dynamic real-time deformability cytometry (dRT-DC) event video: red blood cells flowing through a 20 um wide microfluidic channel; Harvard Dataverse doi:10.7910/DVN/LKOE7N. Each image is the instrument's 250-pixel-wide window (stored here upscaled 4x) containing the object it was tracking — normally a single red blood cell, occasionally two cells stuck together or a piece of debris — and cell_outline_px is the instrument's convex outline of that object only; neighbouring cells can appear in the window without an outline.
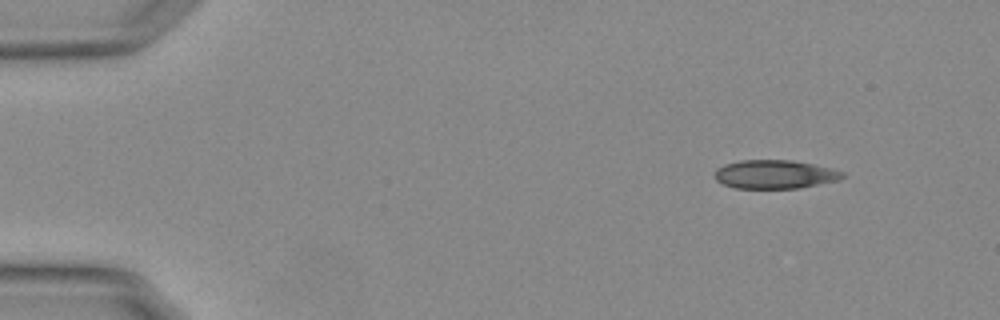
{"species": "Egyptian fruit bat (a non-hibernating species)", "species_latin": "Rousettus aegyptiacus", "temperature_condition": "warm", "stored_images_in_passage": 49, "camera_frame_rate_fps": 3000, "um_per_image_px": 0.085, "animal": {"sex": "female"}, "frame": {"image": 1, "passage_image": 1, "time_ms": 0.0, "image_size_px": [1000, 320], "cell_outline_px": [[844, 176], [836, 180], [800, 188], [736, 188], [724, 184], [716, 180], [712, 172], [716, 168], [724, 164], [740, 160], [792, 160], [832, 168], [844, 172]], "centroid_in_image_um": [65.8, 14.81], "position_along_channel_um": 19.2, "area_um2": 21.33}}
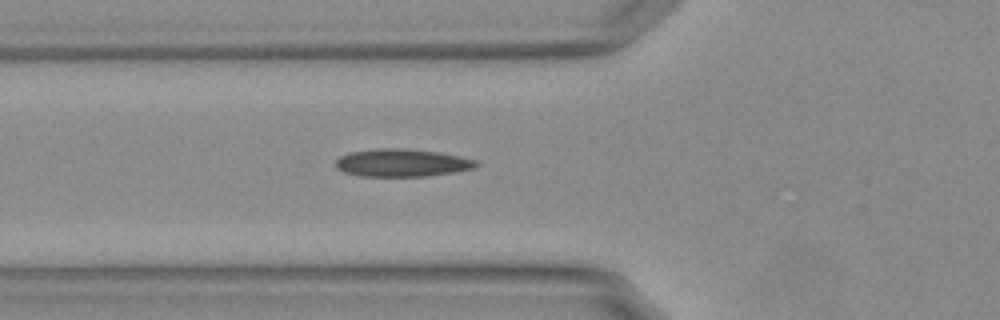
{"frame": {"image": 2, "passage_image": 15, "time_ms": 4.667, "image_size_px": [1000, 320], "cell_outline_px": [[480, 164], [476, 168], [456, 172], [428, 176], [360, 176], [344, 172], [336, 168], [336, 160], [340, 156], [348, 152], [376, 148], [404, 148], [440, 152], [476, 160]], "centroid_in_image_um": [34.18, 13.83], "position_along_channel_um": 91.6, "area_um2": 22.95}}
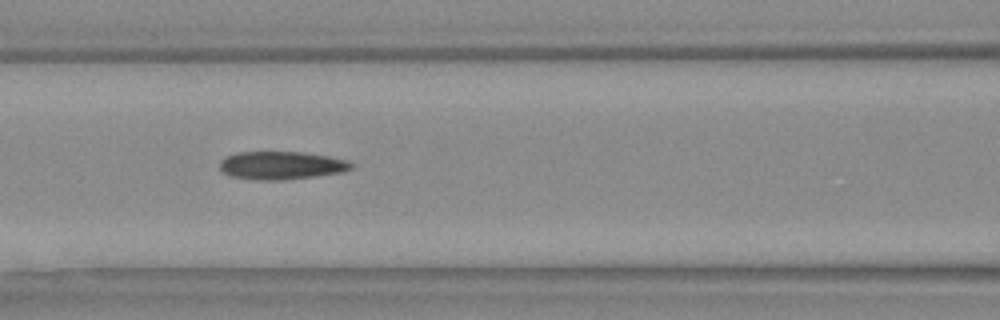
{"frame": {"image": 3, "passage_image": 19, "time_ms": 6.0, "image_size_px": [1000, 320], "cell_outline_px": [[352, 168], [340, 172], [312, 176], [280, 180], [264, 180], [232, 176], [224, 172], [220, 168], [220, 160], [236, 152], [304, 152], [328, 156], [348, 160], [352, 164]], "centroid_in_image_um": [23.91, 14.04], "position_along_channel_um": 142.7, "area_um2": 21.1}}